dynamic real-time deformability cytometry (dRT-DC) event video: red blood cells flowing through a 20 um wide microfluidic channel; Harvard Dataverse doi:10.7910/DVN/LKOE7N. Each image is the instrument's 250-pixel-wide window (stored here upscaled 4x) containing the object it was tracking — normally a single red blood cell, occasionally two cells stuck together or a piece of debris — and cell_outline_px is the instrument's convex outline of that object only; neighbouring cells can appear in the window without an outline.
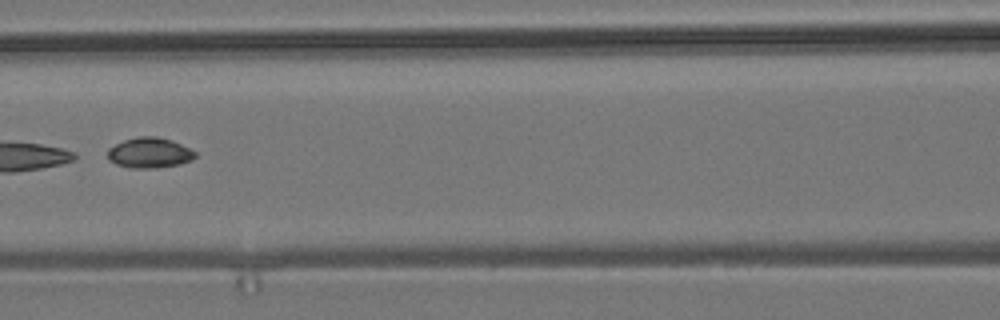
{"species": "common noctule bat (a hibernating species)", "species_latin": "Nyctalus noctula", "temperature_condition": "room temperature", "stored_images_in_passage": 5, "camera_frame_rate_fps": 3000, "um_per_image_px": 0.085, "animal": {"sex": "male", "body_mass_g": 19.2, "forearm_length_mm": 51.8}, "frame": {"image": 1, "passage_image": 5, "time_ms": 1.333, "image_size_px": [1000, 320], "cell_outline_px": [[196, 156], [192, 160], [180, 164], [156, 168], [128, 168], [116, 164], [108, 156], [108, 148], [124, 140], [136, 136], [156, 136], [172, 140], [196, 152]], "centroid_in_image_um": [12.72, 12.99], "position_along_channel_um": 153.9, "area_um2": 15.49}}